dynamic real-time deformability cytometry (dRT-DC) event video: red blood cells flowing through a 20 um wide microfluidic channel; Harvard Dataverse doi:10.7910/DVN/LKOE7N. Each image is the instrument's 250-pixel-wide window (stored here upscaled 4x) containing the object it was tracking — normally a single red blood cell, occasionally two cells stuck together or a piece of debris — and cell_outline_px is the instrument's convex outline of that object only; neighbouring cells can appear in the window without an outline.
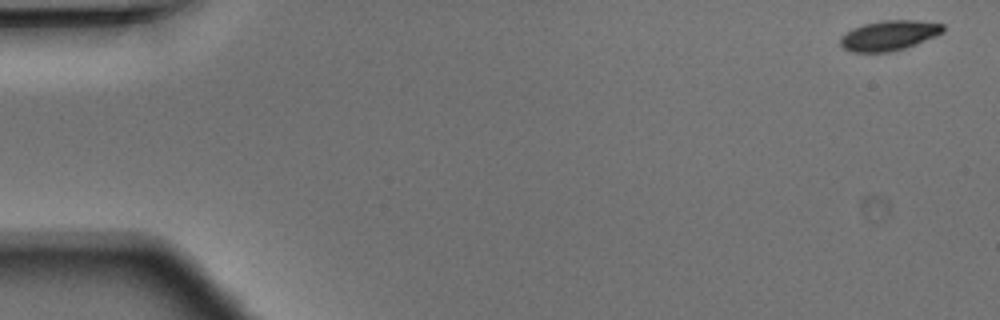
{"species": "Egyptian fruit bat (a non-hibernating species)", "species_latin": "Rousettus aegyptiacus", "temperature_condition": "warm", "stored_images_in_passage": 48, "camera_frame_rate_fps": 3000, "um_per_image_px": 0.085, "animal": {"sex": "male"}, "frame": {"image": 1, "passage_image": 1, "time_ms": 0.0, "image_size_px": [1000, 320], "cell_outline_px": [[944, 32], [936, 36], [916, 44], [904, 48], [888, 52], [852, 52], [844, 48], [840, 44], [840, 36], [852, 28], [864, 24], [884, 20], [916, 20], [944, 24]], "centroid_in_image_um": [75.57, 3.01], "position_along_channel_um": 9.4, "area_um2": 17.98}}
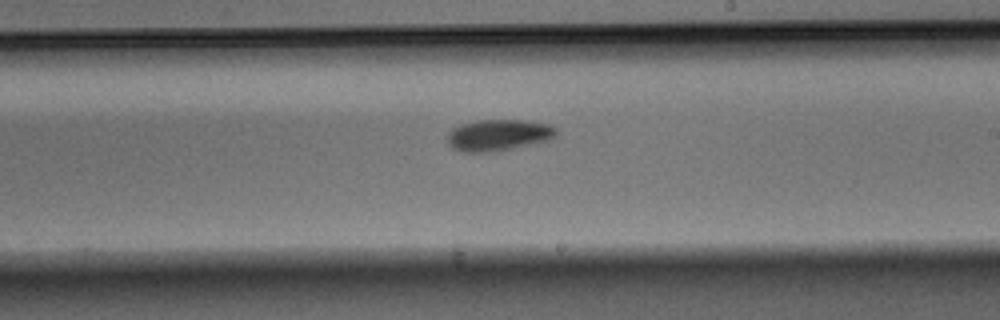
{"frame": {"image": 2, "passage_image": 28, "time_ms": 9.0, "image_size_px": [1000, 320], "cell_outline_px": [[556, 136], [552, 140], [500, 152], [464, 152], [452, 148], [448, 144], [448, 132], [452, 128], [460, 124], [480, 120], [524, 120], [548, 124], [556, 128]], "centroid_in_image_um": [42.39, 11.5], "position_along_channel_um": 246.6, "area_um2": 20.35}}
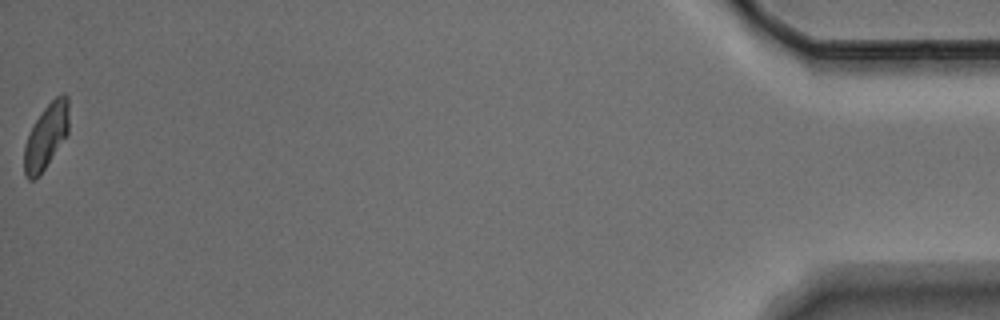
{"frame": {"image": 3, "passage_image": 48, "time_ms": 15.667, "image_size_px": [1000, 320], "cell_outline_px": [[68, 132], [40, 176], [36, 180], [28, 180], [24, 172], [24, 144], [36, 120], [44, 108], [56, 96], [64, 92], [68, 96]], "centroid_in_image_um": [3.91, 11.61], "position_along_channel_um": 431.3, "area_um2": 16.76}}